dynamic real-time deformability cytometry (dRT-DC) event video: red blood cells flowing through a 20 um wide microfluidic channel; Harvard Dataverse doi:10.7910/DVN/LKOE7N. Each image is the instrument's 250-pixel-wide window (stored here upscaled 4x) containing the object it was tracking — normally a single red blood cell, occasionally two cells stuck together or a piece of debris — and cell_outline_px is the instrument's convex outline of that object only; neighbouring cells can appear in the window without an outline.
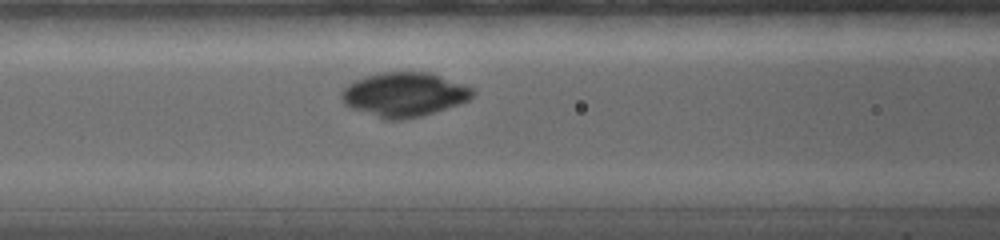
{"species": "common noctule bat (a hibernating species)", "species_latin": "Nyctalus noctula", "temperature_condition": "warm", "stored_images_in_passage": 21, "camera_frame_rate_fps": 5000, "um_per_image_px": 0.085, "animal": {"sex": "female", "body_mass_g": 19.0, "forearm_length_mm": 56.7}, "frame": {"image": 1, "passage_image": 9, "time_ms": 4.4, "image_size_px": [1000, 240], "cell_outline_px": [[476, 92], [468, 100], [420, 116], [404, 120], [384, 120], [352, 108], [344, 104], [340, 96], [340, 92], [348, 84], [356, 80], [368, 76], [384, 72], [428, 72], [464, 84], [472, 88]], "centroid_in_image_um": [34.32, 8.04], "position_along_channel_um": 132.3, "area_um2": 33.47}}
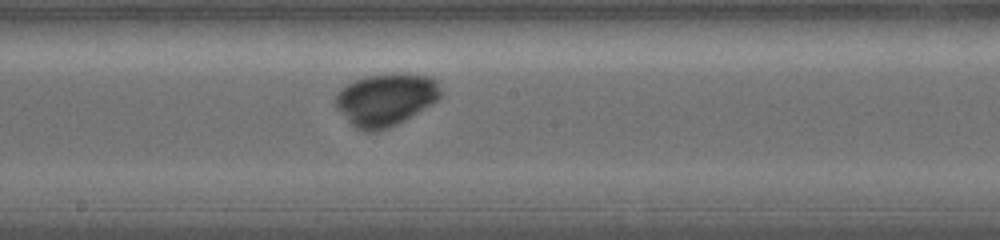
{"frame": {"image": 2, "passage_image": 13, "time_ms": 6.6, "image_size_px": [1000, 240], "cell_outline_px": [[440, 96], [432, 104], [404, 120], [388, 128], [372, 132], [364, 132], [356, 128], [336, 108], [336, 96], [348, 84], [356, 80], [368, 76], [428, 76], [436, 80], [440, 88]], "centroid_in_image_um": [32.77, 8.52], "position_along_channel_um": 215.4, "area_um2": 30.81}}
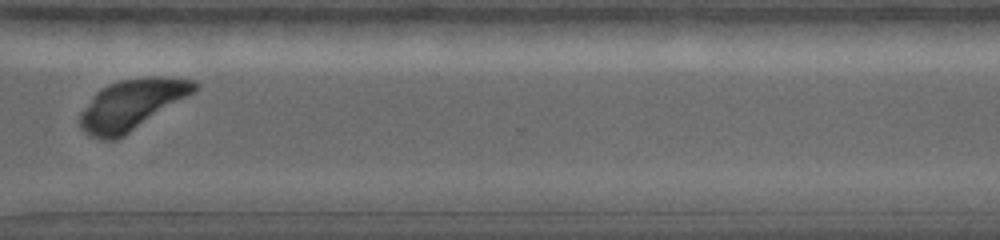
{"frame": {"image": 3, "passage_image": 20, "time_ms": 10.4, "image_size_px": [1000, 240], "cell_outline_px": [[200, 88], [196, 92], [124, 136], [116, 140], [100, 140], [84, 132], [80, 128], [80, 112], [96, 92], [100, 88], [108, 84], [120, 80], [148, 76], [164, 76], [196, 80], [200, 84]], "centroid_in_image_um": [11.24, 8.87], "position_along_channel_um": 359.4, "area_um2": 34.1}}